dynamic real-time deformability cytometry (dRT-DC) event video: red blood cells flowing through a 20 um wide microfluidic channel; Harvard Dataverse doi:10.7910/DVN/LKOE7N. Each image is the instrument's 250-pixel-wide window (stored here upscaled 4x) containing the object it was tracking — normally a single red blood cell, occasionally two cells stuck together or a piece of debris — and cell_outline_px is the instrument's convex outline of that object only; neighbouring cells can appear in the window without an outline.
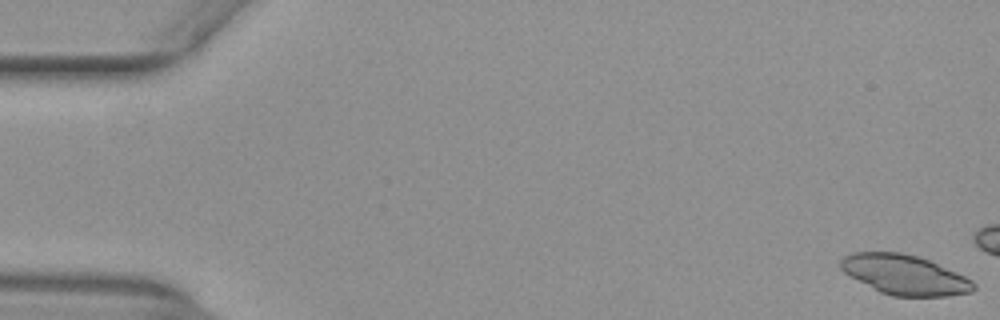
{"species": "common noctule bat (a hibernating species)", "species_latin": "Nyctalus noctula", "temperature_condition": "warm", "stored_images_in_passage": 13, "camera_frame_rate_fps": 3000, "um_per_image_px": 0.085, "animal": {"sex": "female", "body_mass_g": 29.2, "forearm_length_mm": 56.3}, "frame": {"image": 1, "passage_image": 1, "time_ms": 0.0, "image_size_px": [1000, 320], "cell_outline_px": [[976, 288], [972, 292], [948, 296], [892, 296], [880, 292], [872, 288], [844, 272], [840, 268], [840, 260], [844, 256], [852, 252], [900, 252], [916, 256], [928, 260], [956, 272], [972, 280], [976, 284]], "centroid_in_image_um": [76.9, 23.36], "position_along_channel_um": 8.1, "area_um2": 30.69}}